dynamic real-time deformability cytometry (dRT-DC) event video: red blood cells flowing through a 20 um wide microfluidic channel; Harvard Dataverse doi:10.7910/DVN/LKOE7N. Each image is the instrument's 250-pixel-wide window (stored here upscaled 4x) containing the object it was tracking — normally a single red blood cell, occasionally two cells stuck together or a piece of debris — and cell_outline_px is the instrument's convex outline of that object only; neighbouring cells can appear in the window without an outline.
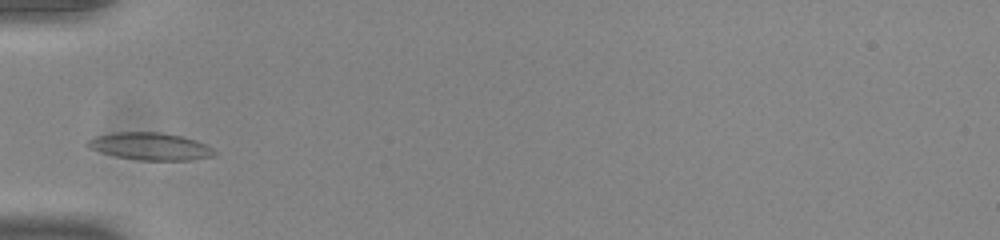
{"species": "common noctule bat (a hibernating species)", "species_latin": "Nyctalus noctula", "temperature_condition": "room temperature", "stored_images_in_passage": 29, "camera_frame_rate_fps": 3000, "um_per_image_px": 0.085, "animal": {"sex": "male", "body_mass_g": 20.0, "forearm_length_mm": 53.3}, "frame": {"image": 1, "passage_image": 1, "time_ms": 0.0, "image_size_px": [1000, 240], "cell_outline_px": [[220, 152], [216, 156], [188, 160], [140, 160], [116, 156], [100, 152], [88, 148], [84, 144], [88, 140], [96, 136], [116, 132], [160, 132], [184, 136], [196, 140]], "centroid_in_image_um": [12.8, 12.44], "position_along_channel_um": 72.2, "area_um2": 20.4}}
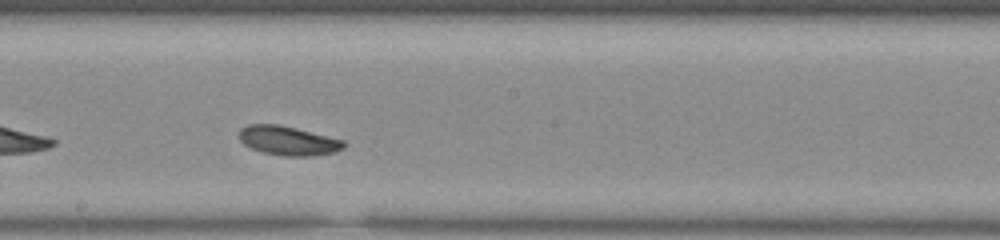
{"frame": {"image": 2, "passage_image": 13, "time_ms": 4.0, "image_size_px": [1000, 240], "cell_outline_px": [[348, 144], [344, 148], [336, 152], [312, 156], [284, 156], [264, 152], [252, 148], [244, 144], [240, 140], [240, 128], [248, 124], [276, 124], [296, 128], [344, 140]], "centroid_in_image_um": [24.53, 11.96], "position_along_channel_um": 223.7, "area_um2": 17.8}}
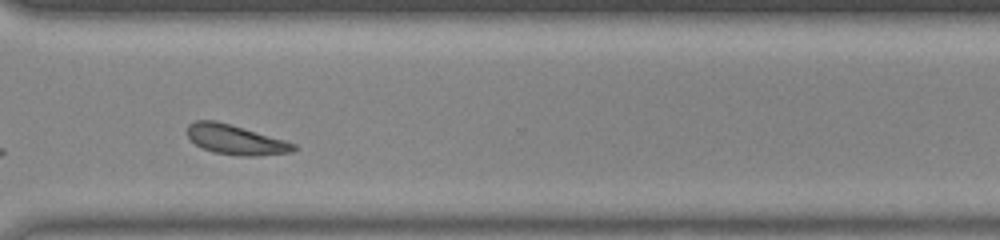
{"frame": {"image": 3, "passage_image": 23, "time_ms": 7.333, "image_size_px": [1000, 240], "cell_outline_px": [[296, 148], [292, 152], [256, 156], [240, 156], [212, 152], [196, 144], [188, 136], [188, 124], [196, 120], [212, 120], [228, 124], [284, 140], [296, 144]], "centroid_in_image_um": [20.02, 11.89], "position_along_channel_um": 350.6, "area_um2": 18.03}, "authors_computed_cell_mechanics": {"area_um2": 17.9758, "velocity_mm_per_s": 3.7974, "shape_relaxation_time_tau1_ms": 3.074, "shape_relaxation_time_tau2_ms": null, "deformation_change_tau1": 0.0762, "deformation_change_tau2": null}}